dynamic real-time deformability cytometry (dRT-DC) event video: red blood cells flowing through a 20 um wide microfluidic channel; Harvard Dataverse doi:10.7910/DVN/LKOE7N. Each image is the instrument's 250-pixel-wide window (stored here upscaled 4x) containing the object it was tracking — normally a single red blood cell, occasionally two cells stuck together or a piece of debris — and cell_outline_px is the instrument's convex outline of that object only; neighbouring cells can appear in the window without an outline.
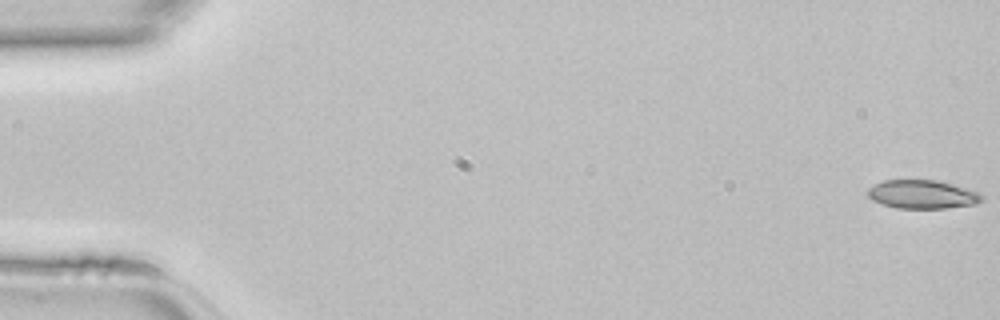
{"species": "common noctule bat (a hibernating species)", "species_latin": "Nyctalus noctula", "temperature_condition": "room temperature", "stored_images_in_passage": 46, "camera_frame_rate_fps": 3000, "um_per_image_px": 0.085, "animal": {"sex": "female", "body_mass_g": 22.7, "forearm_length_mm": 54.2}, "frame": {"image": 1, "passage_image": 1, "time_ms": 0.0, "image_size_px": [1000, 320], "cell_outline_px": [[984, 200], [976, 204], [948, 208], [896, 208], [872, 200], [868, 196], [868, 188], [884, 180], [936, 180], [952, 184], [980, 192], [984, 196]], "centroid_in_image_um": [78.45, 16.52], "position_along_channel_um": 6.6, "area_um2": 19.02}}
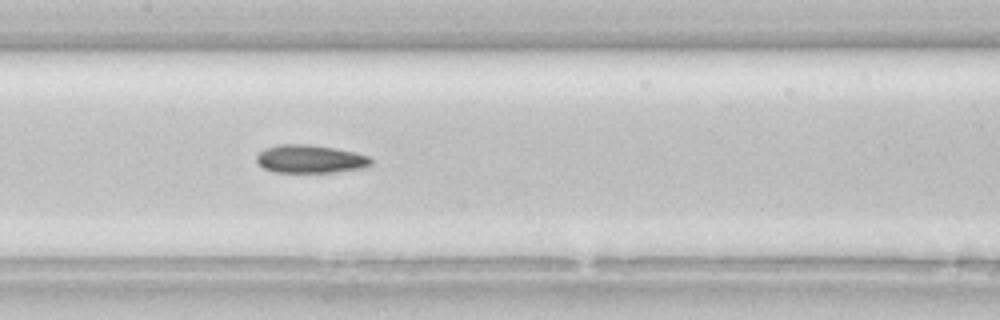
{"frame": {"image": 2, "passage_image": 23, "time_ms": 7.333, "image_size_px": [1000, 320], "cell_outline_px": [[372, 164], [364, 168], [332, 172], [276, 172], [264, 168], [256, 160], [256, 156], [264, 148], [280, 144], [308, 144], [336, 148], [356, 152], [368, 156], [372, 160]], "centroid_in_image_um": [26.39, 13.5], "position_along_channel_um": 181.0, "area_um2": 18.79}}
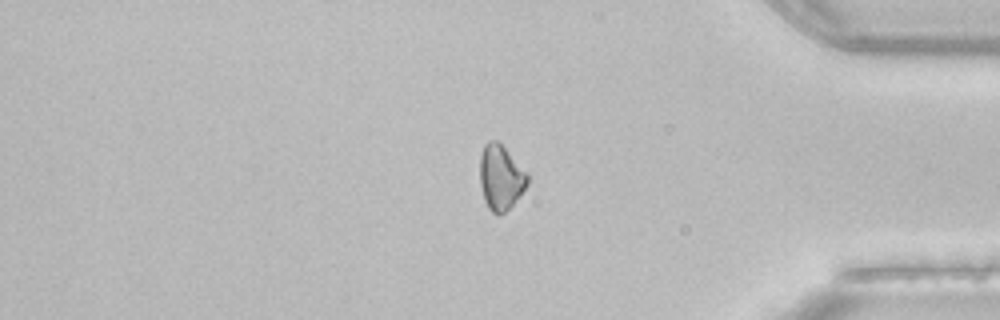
{"frame": {"image": 3, "passage_image": 39, "time_ms": 12.667, "image_size_px": [1000, 320], "cell_outline_px": [[528, 184], [520, 196], [500, 216], [496, 216], [488, 208], [484, 200], [480, 184], [480, 156], [484, 144], [488, 140], [496, 140], [528, 172]], "centroid_in_image_um": [42.55, 15.1], "position_along_channel_um": 392.6, "area_um2": 18.09}}